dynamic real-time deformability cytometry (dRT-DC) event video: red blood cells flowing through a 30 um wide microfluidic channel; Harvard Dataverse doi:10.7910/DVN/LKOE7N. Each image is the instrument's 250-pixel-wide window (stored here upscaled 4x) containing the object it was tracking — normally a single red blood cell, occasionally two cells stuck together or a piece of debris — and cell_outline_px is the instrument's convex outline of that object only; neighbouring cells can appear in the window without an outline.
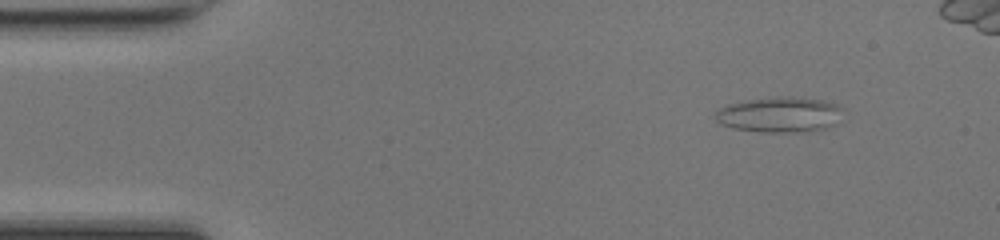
{"species": "common noctule bat (a hibernating species)", "species_latin": "Nyctalus noctula", "temperature_condition": "room temperature", "stored_images_in_passage": 41, "camera_frame_rate_fps": 3000, "um_per_image_px": 0.085, "animal": {"sex": "female", "body_mass_g": 17.0, "forearm_length_mm": 48.0}, "frame": {"image": 1, "passage_image": 1, "time_ms": 0.0, "image_size_px": [1000, 240], "cell_outline_px": [[840, 124], [828, 128], [804, 132], [760, 132], [732, 128], [720, 124], [716, 120], [716, 112], [720, 108], [728, 104], [744, 100], [776, 96], [792, 96], [824, 100], [836, 104], [840, 108]], "centroid_in_image_um": [66.29, 9.75], "position_along_channel_um": 18.7, "area_um2": 26.76}}
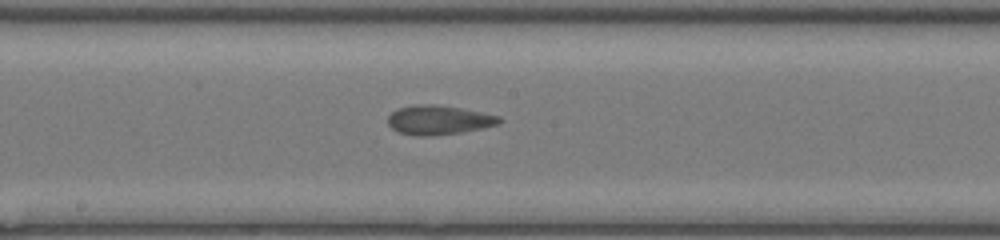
{"frame": {"image": 2, "passage_image": 21, "time_ms": 6.667, "image_size_px": [1000, 240], "cell_outline_px": [[504, 120], [500, 124], [484, 128], [460, 132], [428, 136], [416, 136], [396, 132], [388, 124], [388, 116], [392, 112], [400, 108], [416, 104], [436, 104], [460, 108], [500, 116]], "centroid_in_image_um": [37.3, 10.2], "position_along_channel_um": 210.9, "area_um2": 19.07}}
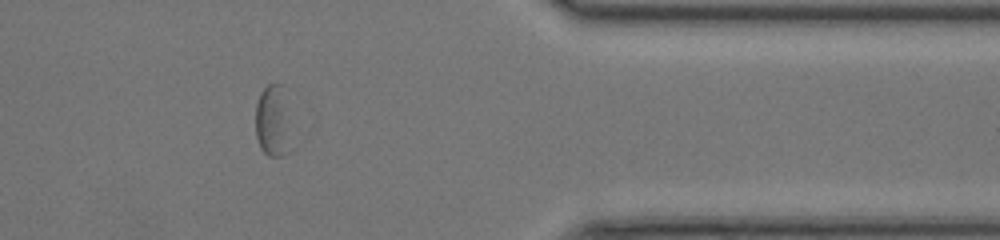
{"frame": {"image": 3, "passage_image": 35, "time_ms": 11.333, "image_size_px": [1000, 240], "cell_outline_px": [[292, 148], [288, 152], [280, 156], [268, 156], [260, 148], [256, 136], [256, 104], [260, 92], [268, 84], [284, 84]], "centroid_in_image_um": [23.21, 10.3], "position_along_channel_um": 388.2, "area_um2": 15.32}, "authors_computed_cell_mechanics": {"area_um2": 19.2474, "velocity_mm_per_s": 4.2295, "shape_relaxation_time_tau1_ms": null, "shape_relaxation_time_tau2_ms": 1.802, "deformation_change_tau1": null, "deformation_change_tau2": 0.0821}}